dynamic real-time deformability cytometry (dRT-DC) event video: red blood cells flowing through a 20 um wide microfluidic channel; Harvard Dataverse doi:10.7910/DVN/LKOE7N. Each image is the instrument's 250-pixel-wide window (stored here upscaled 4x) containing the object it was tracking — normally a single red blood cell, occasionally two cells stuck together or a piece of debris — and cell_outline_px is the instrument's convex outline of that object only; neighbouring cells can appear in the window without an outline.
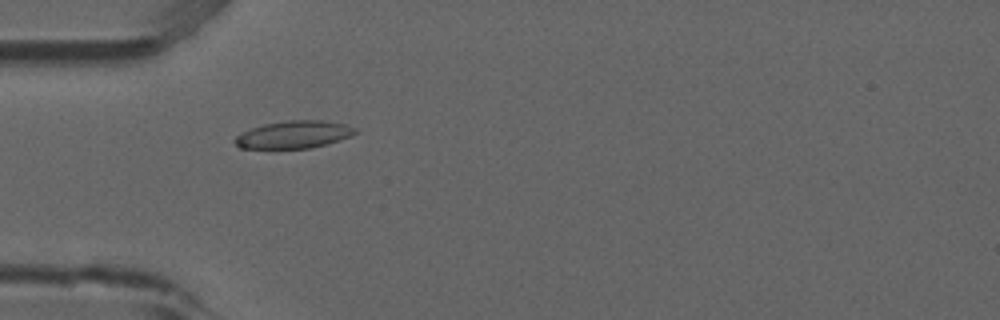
{"species": "common noctule bat (a hibernating species)", "species_latin": "Nyctalus noctula", "temperature_condition": "room temperature", "stored_images_in_passage": 3, "camera_frame_rate_fps": 3000, "um_per_image_px": 0.085, "animal": {"sex": "male", "forearm_length_mm": 52.5}, "frame": {"image": 1, "passage_image": 2, "time_ms": 0.333, "image_size_px": [1000, 320], "cell_outline_px": [[356, 132], [348, 136], [312, 148], [240, 148], [232, 140], [236, 136], [252, 128], [264, 124], [288, 120], [324, 120], [344, 124], [356, 128]], "centroid_in_image_um": [24.93, 11.43], "position_along_channel_um": 60.1, "area_um2": 18.9}}
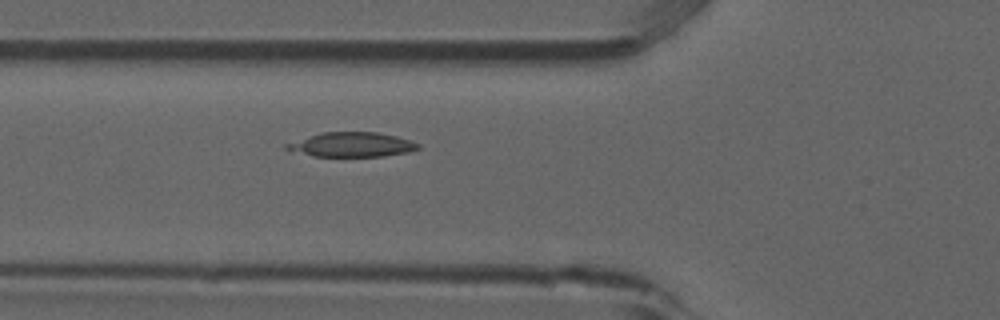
{"frame": {"image": 2, "passage_image": 3, "time_ms": 0.667, "image_size_px": [1000, 320], "cell_outline_px": [[420, 148], [408, 152], [384, 156], [312, 156], [284, 148], [284, 144], [320, 132], [376, 132], [396, 136], [420, 144]], "centroid_in_image_um": [29.89, 12.29], "position_along_channel_um": 95.9, "area_um2": 18.67}}